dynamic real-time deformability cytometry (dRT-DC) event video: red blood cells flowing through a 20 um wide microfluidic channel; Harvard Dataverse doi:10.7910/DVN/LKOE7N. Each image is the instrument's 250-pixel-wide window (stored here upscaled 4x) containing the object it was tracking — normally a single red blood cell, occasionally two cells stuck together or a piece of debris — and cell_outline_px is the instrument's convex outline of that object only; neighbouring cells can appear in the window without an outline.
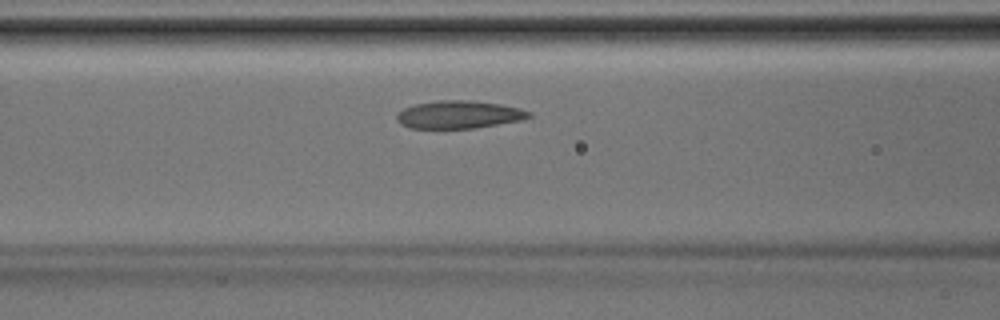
{"species": "Egyptian fruit bat (a non-hibernating species)", "species_latin": "Rousettus aegyptiacus", "temperature_condition": "room temperature", "stored_images_in_passage": 29, "camera_frame_rate_fps": 3000, "um_per_image_px": 0.085, "animal": {"sex": "male"}, "frame": {"image": 1, "passage_image": 5, "time_ms": 1.333, "image_size_px": [1000, 320], "cell_outline_px": [[532, 116], [524, 120], [472, 128], [408, 128], [400, 124], [396, 120], [396, 116], [404, 108], [416, 104], [436, 100], [472, 100], [500, 104], [520, 108], [532, 112]], "centroid_in_image_um": [39.03, 9.74], "position_along_channel_um": 127.6, "area_um2": 21.5}}
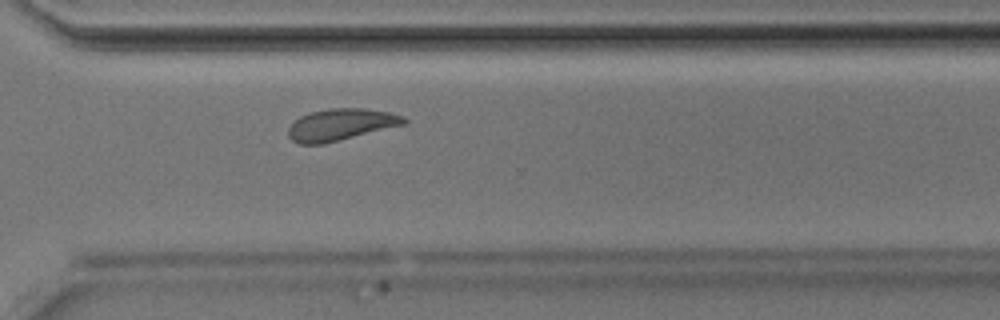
{"frame": {"image": 2, "passage_image": 18, "time_ms": 5.667, "image_size_px": [1000, 320], "cell_outline_px": [[408, 124], [324, 144], [300, 144], [292, 140], [288, 136], [288, 128], [300, 116], [312, 112], [328, 108], [364, 108], [392, 112], [404, 116], [408, 120]], "centroid_in_image_um": [29.03, 10.59], "position_along_channel_um": 341.6, "area_um2": 21.68}}
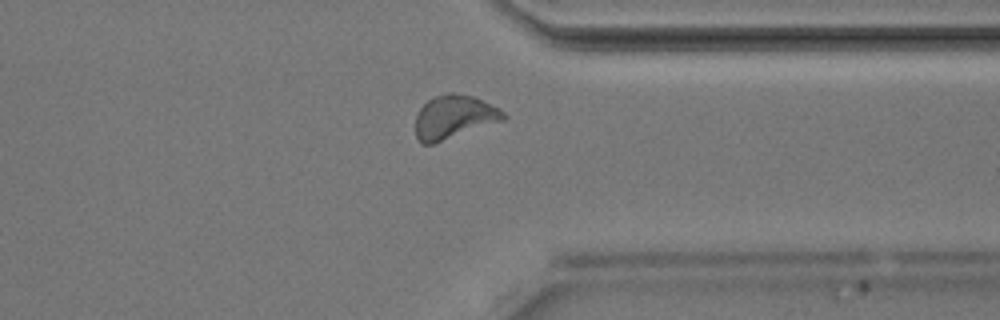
{"frame": {"image": 3, "passage_image": 20, "time_ms": 6.333, "image_size_px": [1000, 320], "cell_outline_px": [[508, 116], [504, 120], [432, 144], [420, 144], [416, 136], [416, 116], [420, 108], [432, 96], [448, 92], [452, 92], [472, 96], [500, 108]], "centroid_in_image_um": [38.58, 9.93], "position_along_channel_um": 372.8, "area_um2": 22.31}}